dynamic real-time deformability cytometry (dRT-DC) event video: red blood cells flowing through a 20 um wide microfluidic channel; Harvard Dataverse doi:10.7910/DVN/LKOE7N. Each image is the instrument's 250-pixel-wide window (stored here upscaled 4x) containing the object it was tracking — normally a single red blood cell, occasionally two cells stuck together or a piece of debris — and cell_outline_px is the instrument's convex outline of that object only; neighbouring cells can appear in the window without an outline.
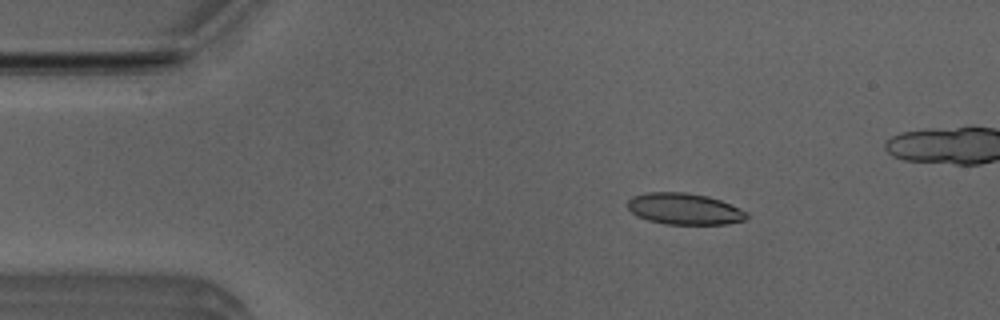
{"species": "Egyptian fruit bat (a non-hibernating species)", "species_latin": "Rousettus aegyptiacus", "temperature_condition": "room temperature", "stored_images_in_passage": 45, "camera_frame_rate_fps": 3000, "um_per_image_px": 0.085, "animal": {"sex": "male"}, "frame": {"image": 1, "passage_image": 7, "time_ms": 2.0, "image_size_px": [1000, 320], "cell_outline_px": [[748, 216], [744, 220], [728, 224], [664, 224], [648, 220], [636, 216], [628, 208], [628, 200], [632, 196], [644, 192], [684, 192], [708, 196], [720, 200], [744, 212]], "centroid_in_image_um": [58.1, 17.75], "position_along_channel_um": 26.9, "area_um2": 21.62}}
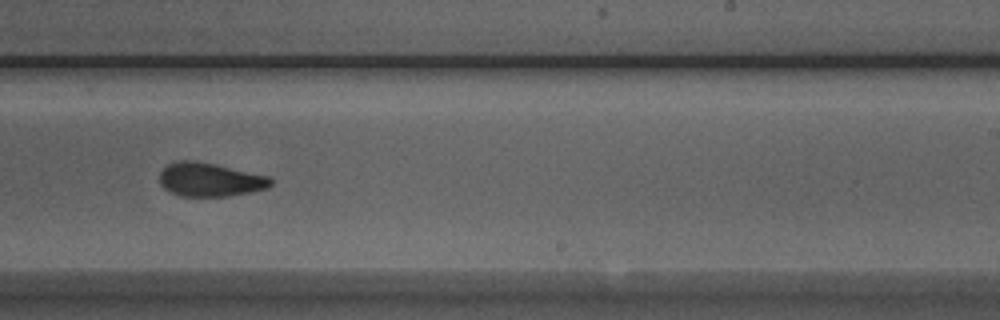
{"frame": {"image": 2, "passage_image": 30, "time_ms": 9.667, "image_size_px": [1000, 320], "cell_outline_px": [[272, 184], [268, 188], [228, 196], [180, 196], [168, 192], [160, 184], [160, 172], [168, 164], [176, 160], [192, 160], [216, 164], [268, 176], [272, 180]], "centroid_in_image_um": [17.81, 15.26], "position_along_channel_um": 271.2, "area_um2": 21.85}}
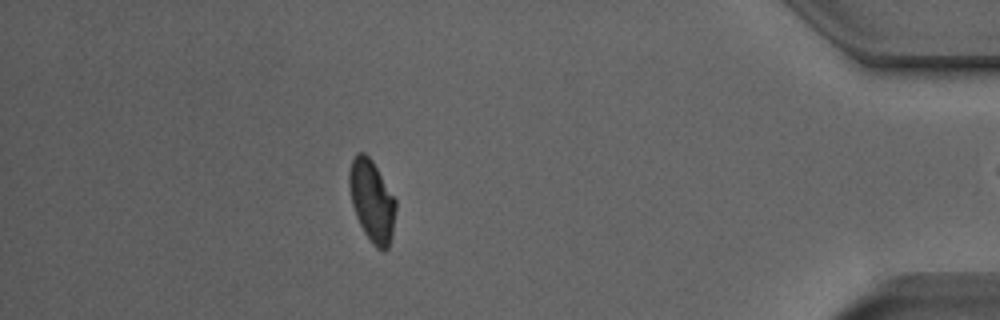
{"frame": {"image": 3, "passage_image": 44, "time_ms": 14.333, "image_size_px": [1000, 320], "cell_outline_px": [[396, 208], [392, 236], [388, 248], [384, 252], [376, 248], [372, 244], [364, 232], [356, 216], [352, 204], [348, 184], [348, 172], [352, 160], [360, 152], [364, 152], [372, 160], [396, 200]], "centroid_in_image_um": [31.61, 17.1], "position_along_channel_um": 403.6, "area_um2": 22.14}}